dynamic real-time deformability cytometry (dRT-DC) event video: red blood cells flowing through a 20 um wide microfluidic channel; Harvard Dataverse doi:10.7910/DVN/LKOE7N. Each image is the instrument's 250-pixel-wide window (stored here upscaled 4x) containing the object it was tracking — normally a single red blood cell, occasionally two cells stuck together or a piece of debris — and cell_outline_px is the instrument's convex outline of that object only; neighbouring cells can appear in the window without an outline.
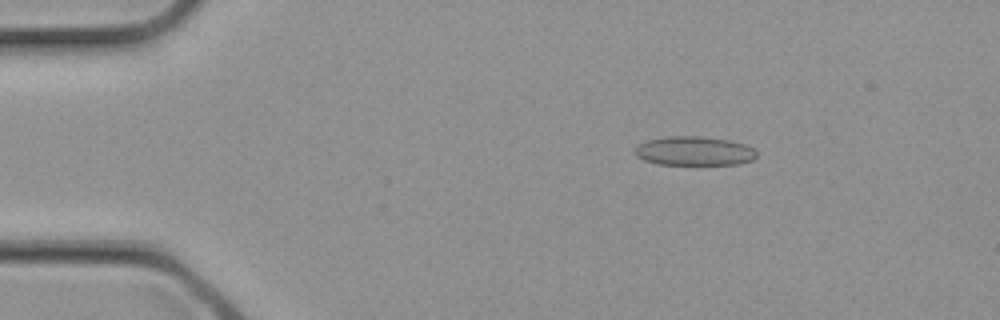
{"species": "common noctule bat (a hibernating species)", "species_latin": "Nyctalus noctula", "temperature_condition": "cold", "stored_images_in_passage": 2, "camera_frame_rate_fps": 3000, "um_per_image_px": 0.085, "animal": {"sex": "female", "body_mass_g": 21.9}, "frame": {"image": 1, "passage_image": 2, "time_ms": 0.333, "image_size_px": [1000, 320], "cell_outline_px": [[756, 156], [752, 160], [740, 164], [656, 164], [644, 160], [636, 156], [636, 148], [640, 144], [648, 140], [668, 136], [700, 136], [728, 140], [744, 144], [752, 148], [756, 152]], "centroid_in_image_um": [59.01, 12.84], "position_along_channel_um": 26.0, "area_um2": 20.4}}